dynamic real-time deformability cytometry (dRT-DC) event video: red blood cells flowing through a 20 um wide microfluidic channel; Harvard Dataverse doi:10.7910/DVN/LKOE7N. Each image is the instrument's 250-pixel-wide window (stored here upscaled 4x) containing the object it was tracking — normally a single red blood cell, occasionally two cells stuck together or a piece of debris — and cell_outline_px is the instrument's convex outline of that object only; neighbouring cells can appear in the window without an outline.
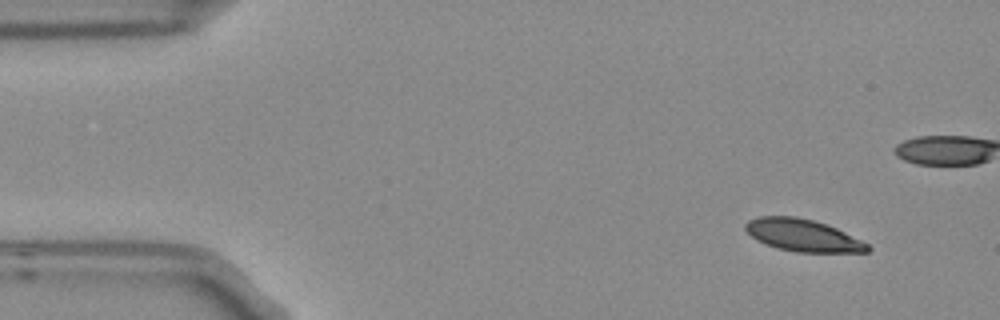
{"species": "Egyptian fruit bat (a non-hibernating species)", "species_latin": "Rousettus aegyptiacus", "temperature_condition": "room temperature", "stored_images_in_passage": 6, "camera_frame_rate_fps": 3000, "um_per_image_px": 0.085, "frame": {"image": 1, "passage_image": 1, "time_ms": 0.0, "image_size_px": [1000, 320], "cell_outline_px": [[872, 248], [868, 252], [796, 252], [776, 248], [764, 244], [756, 240], [744, 228], [744, 224], [748, 220], [760, 216], [796, 216], [828, 224], [868, 244]], "centroid_in_image_um": [68.21, 20.0], "position_along_channel_um": 16.8, "area_um2": 22.95}}
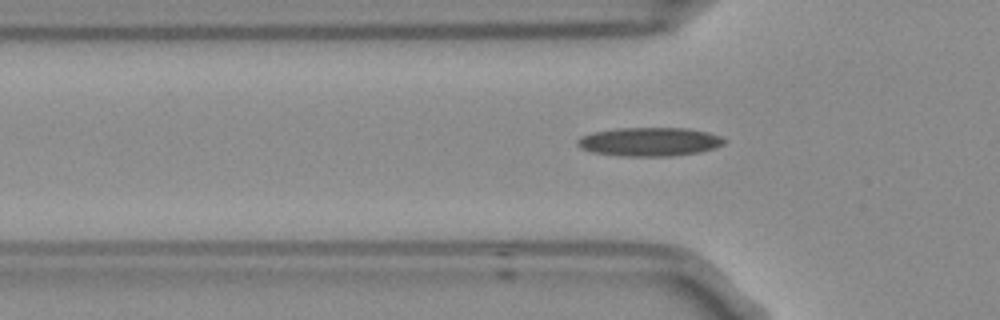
{"frame": {"image": 2, "passage_image": 6, "time_ms": 1.667, "image_size_px": [1000, 320], "cell_outline_px": [[724, 144], [712, 148], [696, 152], [672, 156], [620, 156], [592, 152], [580, 148], [576, 144], [576, 140], [580, 136], [592, 132], [616, 128], [684, 128], [708, 132], [720, 136], [724, 140]], "centroid_in_image_um": [55.12, 12.04], "position_along_channel_um": 70.7, "area_um2": 24.51}}